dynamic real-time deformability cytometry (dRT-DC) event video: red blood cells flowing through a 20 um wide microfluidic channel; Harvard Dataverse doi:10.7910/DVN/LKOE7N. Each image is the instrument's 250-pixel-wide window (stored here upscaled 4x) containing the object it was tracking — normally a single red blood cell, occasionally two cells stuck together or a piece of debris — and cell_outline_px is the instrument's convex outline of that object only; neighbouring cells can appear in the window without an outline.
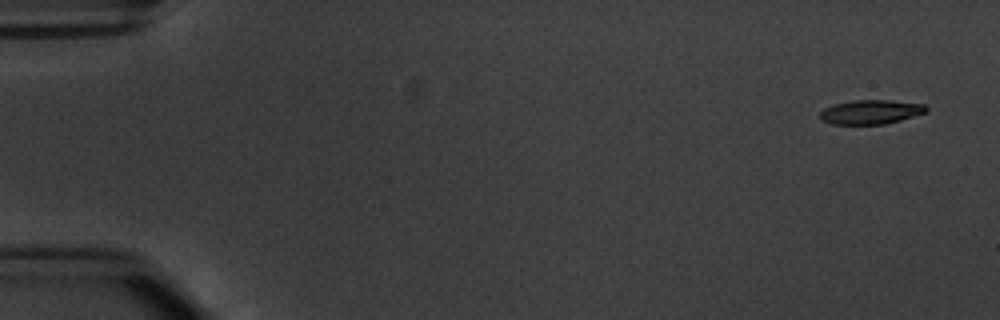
{"species": "common noctule bat (a hibernating species)", "species_latin": "Nyctalus noctula", "temperature_condition": "warm", "stored_images_in_passage": 3, "camera_frame_rate_fps": 3000, "um_per_image_px": 0.085, "animal": {"sex": "male", "body_mass_g": 20.1, "forearm_length_mm": 53.5}, "frame": {"image": 1, "passage_image": 1, "time_ms": 0.0, "image_size_px": [1000, 320], "cell_outline_px": [[928, 112], [900, 120], [884, 124], [832, 124], [820, 120], [820, 112], [824, 108], [832, 104], [852, 100], [892, 100], [924, 104], [928, 108]], "centroid_in_image_um": [74.01, 9.51], "position_along_channel_um": 11.0, "area_um2": 15.14}}